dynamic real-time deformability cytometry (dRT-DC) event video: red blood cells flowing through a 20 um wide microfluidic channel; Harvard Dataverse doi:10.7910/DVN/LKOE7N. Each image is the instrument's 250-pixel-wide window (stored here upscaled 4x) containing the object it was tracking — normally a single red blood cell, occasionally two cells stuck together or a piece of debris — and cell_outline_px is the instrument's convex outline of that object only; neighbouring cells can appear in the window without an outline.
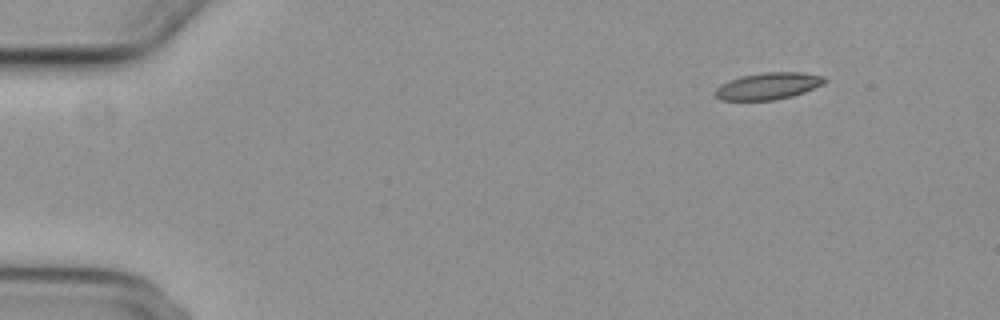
{"species": "common noctule bat (a hibernating species)", "species_latin": "Nyctalus noctula", "temperature_condition": "cold", "stored_images_in_passage": 4, "camera_frame_rate_fps": 3000, "um_per_image_px": 0.085, "animal": {"sex": "female", "body_mass_g": 29.2, "forearm_length_mm": 56.3}, "frame": {"image": 1, "passage_image": 1, "time_ms": 0.0, "image_size_px": [1000, 320], "cell_outline_px": [[828, 80], [824, 84], [804, 92], [792, 96], [776, 100], [720, 100], [712, 92], [720, 84], [728, 80], [740, 76], [764, 72], [804, 72], [824, 76]], "centroid_in_image_um": [65.29, 7.3], "position_along_channel_um": 19.7, "area_um2": 17.4}}
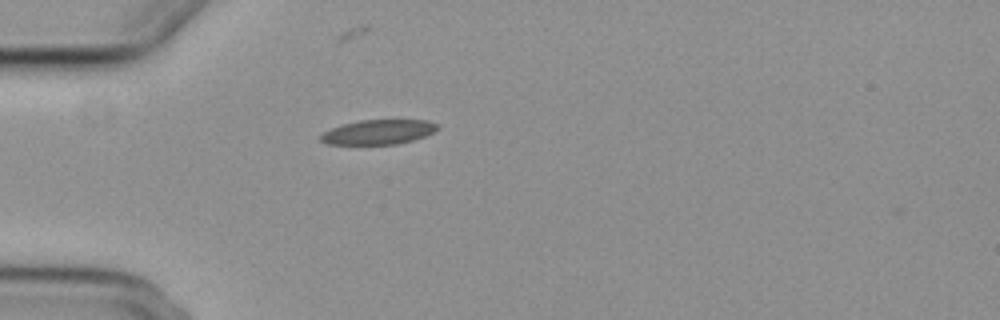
{"frame": {"image": 2, "passage_image": 4, "time_ms": 3.333, "image_size_px": [1000, 320], "cell_outline_px": [[440, 128], [436, 132], [412, 140], [396, 144], [324, 144], [316, 136], [332, 128], [344, 124], [360, 120], [428, 120], [440, 124]], "centroid_in_image_um": [32.18, 11.22], "position_along_channel_um": 52.8, "area_um2": 16.94}}